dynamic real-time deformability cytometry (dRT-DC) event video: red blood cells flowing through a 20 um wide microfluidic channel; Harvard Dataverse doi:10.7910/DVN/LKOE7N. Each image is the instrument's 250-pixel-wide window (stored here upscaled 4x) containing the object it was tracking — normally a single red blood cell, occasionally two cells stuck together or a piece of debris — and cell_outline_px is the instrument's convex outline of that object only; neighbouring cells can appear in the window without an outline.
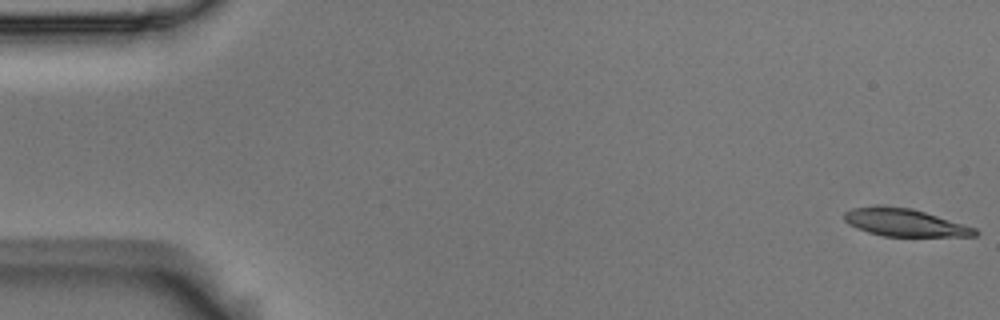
{"species": "Egyptian fruit bat (a non-hibernating species)", "species_latin": "Rousettus aegyptiacus", "temperature_condition": "room temperature", "stored_images_in_passage": 5, "camera_frame_rate_fps": 3000, "um_per_image_px": 0.085, "animal": {"sex": "male"}, "frame": {"image": 1, "passage_image": 1, "time_ms": 0.0, "image_size_px": [1000, 320], "cell_outline_px": [[980, 232], [976, 236], [884, 236], [868, 232], [856, 228], [848, 224], [844, 220], [844, 212], [852, 208], [908, 208], [924, 212], [976, 228]], "centroid_in_image_um": [76.93, 18.96], "position_along_channel_um": 8.1, "area_um2": 20.23}}
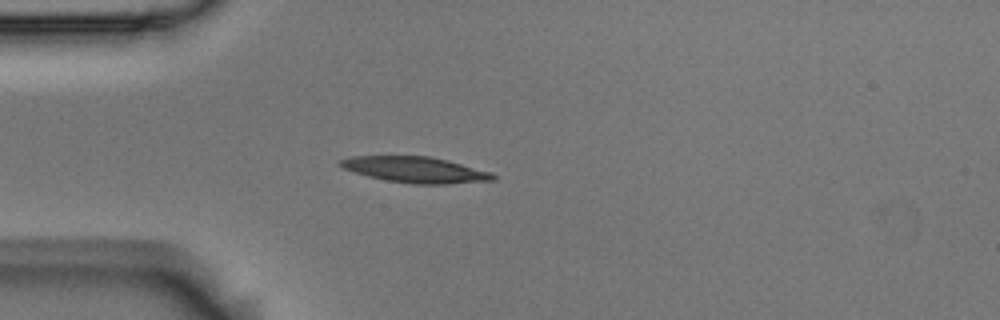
{"frame": {"image": 2, "passage_image": 5, "time_ms": 1.333, "image_size_px": [1000, 320], "cell_outline_px": [[496, 180], [448, 184], [412, 184], [388, 180], [368, 176], [344, 168], [336, 164], [340, 160], [352, 156], [428, 156], [448, 160], [492, 172], [496, 176]], "centroid_in_image_um": [35.34, 14.42], "position_along_channel_um": 49.7, "area_um2": 23.0}}